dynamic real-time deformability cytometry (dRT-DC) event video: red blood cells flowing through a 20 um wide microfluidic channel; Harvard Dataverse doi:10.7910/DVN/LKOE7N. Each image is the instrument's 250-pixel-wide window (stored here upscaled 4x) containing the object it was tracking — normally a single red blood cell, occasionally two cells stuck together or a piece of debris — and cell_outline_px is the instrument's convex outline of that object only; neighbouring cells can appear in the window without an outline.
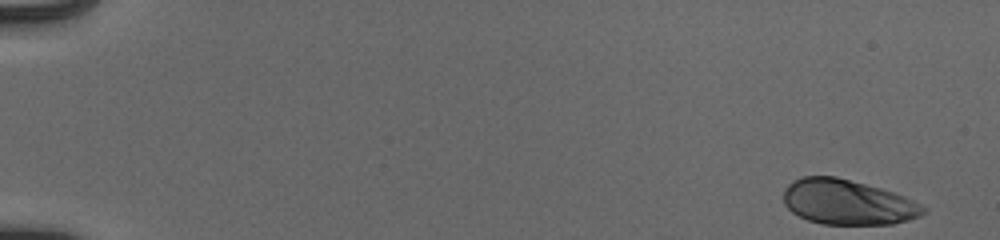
{"species": "human", "species_latin": "Homo sapiens", "temperature_condition": "cold", "stored_images_in_passage": 7, "camera_frame_rate_fps": 3000, "um_per_image_px": 0.085, "donor": {"sex": "male"}, "frame": {"image": 1, "passage_image": 1, "time_ms": 0.0, "image_size_px": [1000, 240], "cell_outline_px": [[928, 212], [920, 216], [908, 220], [892, 224], [820, 224], [808, 220], [792, 212], [784, 204], [784, 188], [792, 180], [804, 176], [836, 176], [880, 188], [904, 196], [928, 208]], "centroid_in_image_um": [72.04, 17.18], "position_along_channel_um": 13.0, "area_um2": 36.76}}